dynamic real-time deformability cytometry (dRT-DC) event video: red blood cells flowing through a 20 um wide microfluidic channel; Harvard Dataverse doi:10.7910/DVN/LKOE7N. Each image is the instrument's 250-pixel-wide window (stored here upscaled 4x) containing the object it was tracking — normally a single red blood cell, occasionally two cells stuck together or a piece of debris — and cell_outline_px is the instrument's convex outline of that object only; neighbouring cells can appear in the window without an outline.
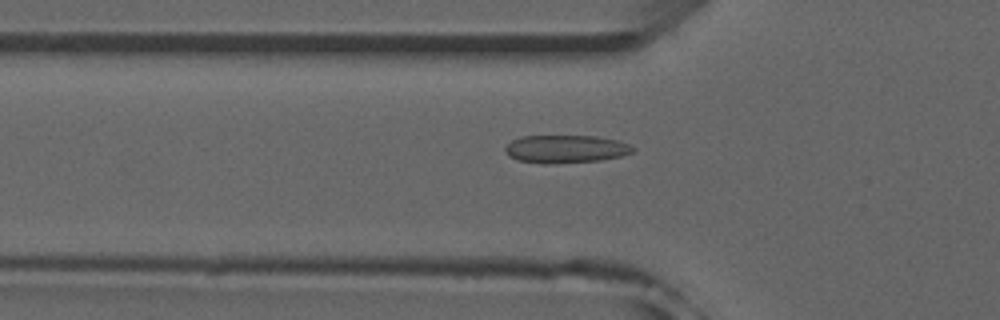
{"species": "common noctule bat (a hibernating species)", "species_latin": "Nyctalus noctula", "temperature_condition": "room temperature", "stored_images_in_passage": 51, "camera_frame_rate_fps": 3000, "um_per_image_px": 0.085, "animal": {"sex": "male", "forearm_length_mm": 52.5}, "frame": {"image": 1, "passage_image": 17, "time_ms": 5.333, "image_size_px": [1000, 320], "cell_outline_px": [[636, 148], [632, 152], [620, 156], [600, 160], [548, 164], [544, 164], [516, 160], [508, 156], [504, 148], [512, 140], [520, 136], [596, 136], [616, 140], [628, 144]], "centroid_in_image_um": [48.05, 12.67], "position_along_channel_um": 77.8, "area_um2": 20.75}}
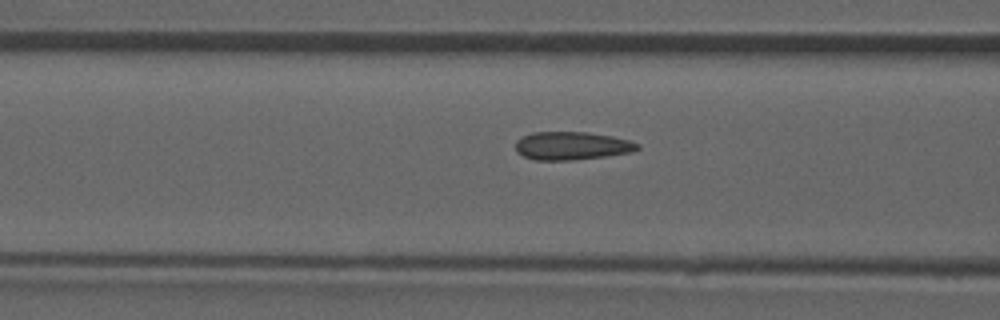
{"frame": {"image": 2, "passage_image": 20, "time_ms": 6.333, "image_size_px": [1000, 320], "cell_outline_px": [[640, 148], [632, 152], [604, 156], [572, 160], [536, 160], [524, 156], [516, 152], [516, 140], [532, 132], [588, 132], [612, 136], [628, 140], [640, 144]], "centroid_in_image_um": [48.6, 12.39], "position_along_channel_um": 118.0, "area_um2": 19.94}}
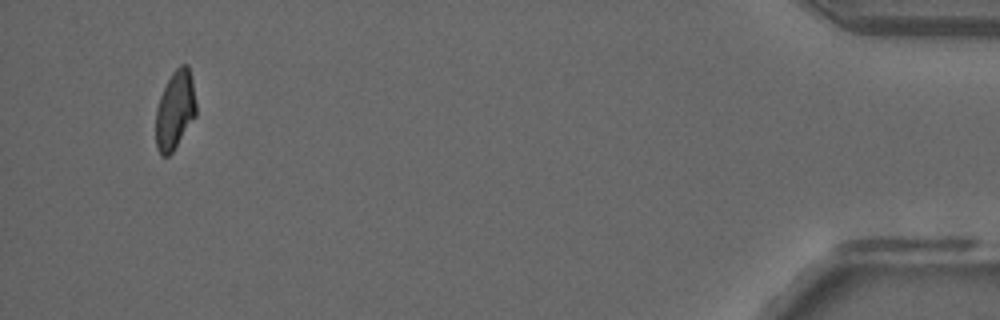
{"frame": {"image": 3, "passage_image": 49, "time_ms": 16.0, "image_size_px": [1000, 320], "cell_outline_px": [[196, 116], [172, 152], [168, 156], [160, 156], [156, 148], [156, 108], [160, 96], [172, 72], [180, 64], [188, 64], [192, 80], [196, 104]], "centroid_in_image_um": [14.87, 9.36], "position_along_channel_um": 420.3, "area_um2": 18.5}, "authors_computed_cell_mechanics": {"area_um2": 19.8832, "velocity_mm_per_s": 3.9591, "shape_relaxation_time_tau1_ms": null, "shape_relaxation_time_tau2_ms": 1.1222, "deformation_change_tau1": null, "deformation_change_tau2": 0.0793}}